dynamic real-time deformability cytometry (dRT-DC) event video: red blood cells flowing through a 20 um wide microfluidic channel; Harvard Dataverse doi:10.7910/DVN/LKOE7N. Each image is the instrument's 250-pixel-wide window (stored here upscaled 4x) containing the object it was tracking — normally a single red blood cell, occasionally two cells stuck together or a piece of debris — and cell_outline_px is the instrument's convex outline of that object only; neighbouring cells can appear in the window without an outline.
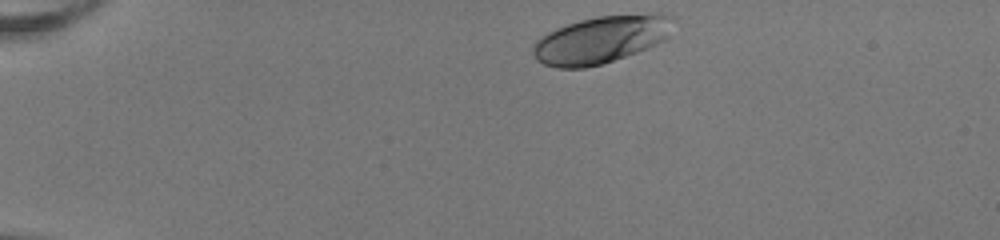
{"species": "human", "species_latin": "Homo sapiens", "temperature_condition": "room temperature", "stored_images_in_passage": 39, "camera_frame_rate_fps": 3000, "um_per_image_px": 0.085, "donor": {"sex": "female"}, "frame": {"image": 1, "passage_image": 1, "time_ms": 0.0, "image_size_px": [1000, 240], "cell_outline_px": [[676, 20], [668, 36], [664, 40], [648, 48], [600, 64], [584, 68], [556, 68], [544, 64], [536, 60], [532, 52], [532, 48], [536, 40], [548, 32], [556, 28], [580, 20], [596, 16], [660, 12], [672, 16]], "centroid_in_image_um": [51.12, 3.34], "position_along_channel_um": 33.9, "area_um2": 38.96}}
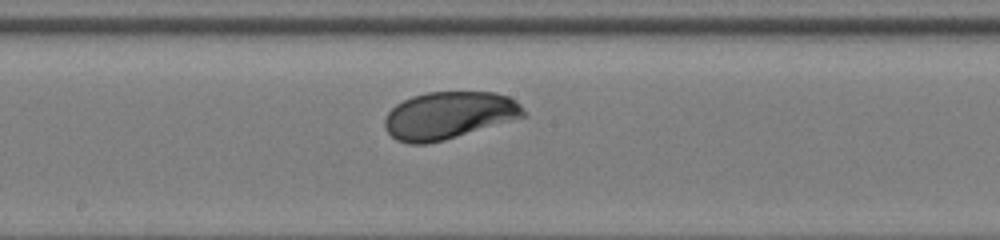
{"frame": {"image": 2, "passage_image": 20, "time_ms": 6.333, "image_size_px": [1000, 240], "cell_outline_px": [[528, 116], [444, 140], [428, 144], [408, 144], [396, 140], [384, 128], [384, 120], [388, 112], [396, 104], [412, 96], [428, 92], [496, 92], [508, 96], [516, 100], [524, 108]], "centroid_in_image_um": [38.17, 9.81], "position_along_channel_um": 210.0, "area_um2": 38.55}}
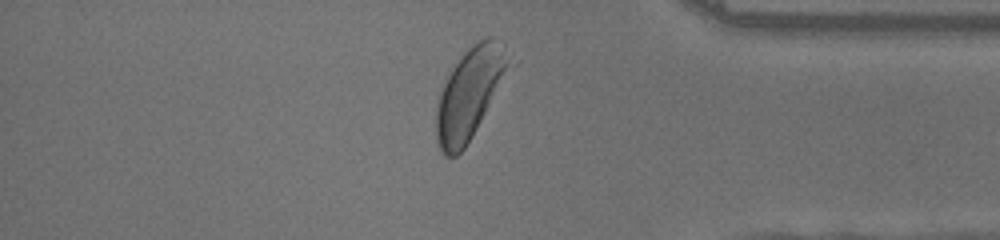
{"frame": {"image": 3, "passage_image": 35, "time_ms": 11.333, "image_size_px": [1000, 240], "cell_outline_px": [[520, 60], [464, 148], [456, 156], [444, 156], [436, 140], [436, 108], [444, 84], [448, 76], [464, 52], [472, 44], [488, 36], [496, 36]], "centroid_in_image_um": [40.09, 7.83], "position_along_channel_um": 395.1, "area_um2": 39.88}, "authors_computed_cell_mechanics": {"area_um2": 37.57, "velocity_mm_per_s": 3.9835, "shape_relaxation_time_tau1_ms": 1.5123, "shape_relaxation_time_tau2_ms": null, "deformation_change_tau1": 0.0976, "deformation_change_tau2": null}}